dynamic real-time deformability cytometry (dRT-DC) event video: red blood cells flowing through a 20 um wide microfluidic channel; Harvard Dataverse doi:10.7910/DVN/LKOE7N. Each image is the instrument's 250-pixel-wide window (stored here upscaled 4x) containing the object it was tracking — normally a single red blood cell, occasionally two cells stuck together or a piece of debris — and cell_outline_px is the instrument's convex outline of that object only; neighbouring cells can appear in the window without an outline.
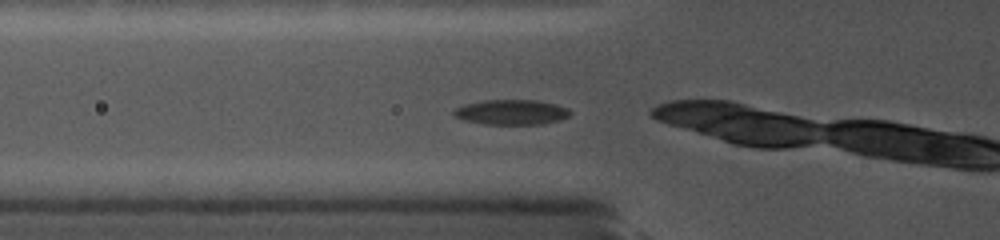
{"species": "common noctule bat (a hibernating species)", "species_latin": "Nyctalus noctula", "temperature_condition": "cold", "stored_images_in_passage": 53, "camera_frame_rate_fps": 5000, "um_per_image_px": 0.085, "animal": {"sex": "female", "body_mass_g": 19.0, "forearm_length_mm": 56.7}, "frame": {"image": 1, "passage_image": 2, "time_ms": 0.2, "image_size_px": [1000, 240], "cell_outline_px": [[572, 112], [568, 116], [560, 120], [540, 124], [484, 124], [464, 120], [452, 116], [452, 112], [456, 108], [464, 104], [484, 100], [536, 100], [556, 104], [568, 108]], "centroid_in_image_um": [43.45, 9.53], "position_along_channel_um": 82.3, "area_um2": 17.05}}
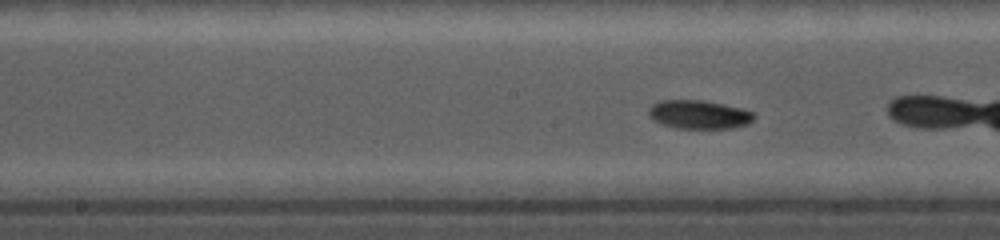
{"frame": {"image": 2, "passage_image": 15, "time_ms": 3.0, "image_size_px": [1000, 240], "cell_outline_px": [[756, 116], [748, 124], [732, 128], [676, 128], [652, 120], [648, 112], [648, 108], [652, 104], [660, 100], [704, 100], [724, 104], [740, 108], [752, 112]], "centroid_in_image_um": [59.4, 9.72], "position_along_channel_um": 188.8, "area_um2": 17.57}}
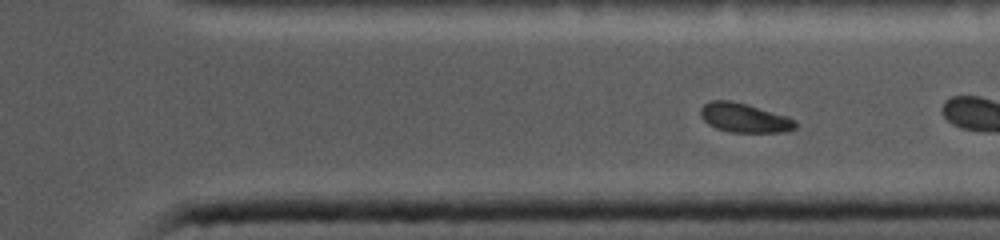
{"frame": {"image": 3, "passage_image": 36, "time_ms": 7.2, "image_size_px": [1000, 240], "cell_outline_px": [[796, 128], [784, 132], [728, 132], [716, 128], [708, 124], [700, 116], [700, 108], [704, 104], [712, 100], [732, 100], [748, 104], [788, 116], [796, 120]], "centroid_in_image_um": [63.27, 10.01], "position_along_channel_um": 348.1, "area_um2": 16.36}}